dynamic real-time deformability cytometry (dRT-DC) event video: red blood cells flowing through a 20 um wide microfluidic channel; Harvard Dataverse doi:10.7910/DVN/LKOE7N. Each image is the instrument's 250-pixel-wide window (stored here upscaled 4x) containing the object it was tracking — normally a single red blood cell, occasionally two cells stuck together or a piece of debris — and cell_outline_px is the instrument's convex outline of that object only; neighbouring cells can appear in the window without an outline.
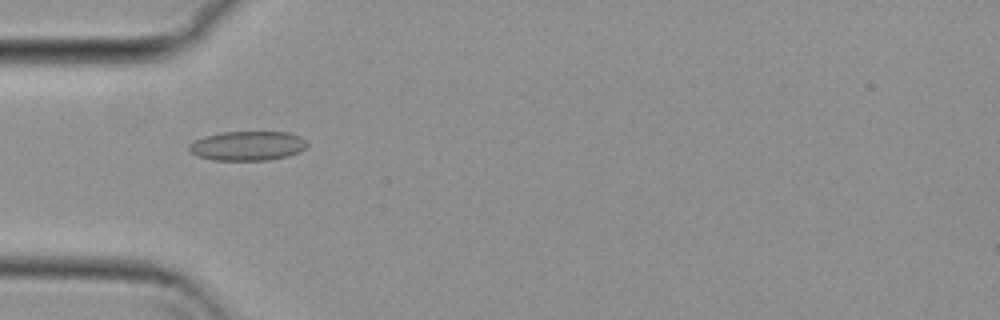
{"species": "common noctule bat (a hibernating species)", "species_latin": "Nyctalus noctula", "temperature_condition": "cold", "stored_images_in_passage": 18, "camera_frame_rate_fps": 3000, "um_per_image_px": 0.085, "animal": {"sex": "female", "body_mass_g": 29.2, "forearm_length_mm": 56.3}, "frame": {"image": 1, "passage_image": 5, "time_ms": 1.333, "image_size_px": [1000, 320], "cell_outline_px": [[308, 144], [300, 152], [288, 156], [268, 160], [212, 160], [196, 156], [188, 152], [188, 144], [204, 136], [220, 132], [288, 132], [300, 136], [308, 140]], "centroid_in_image_um": [21.03, 12.4], "position_along_channel_um": 64.0, "area_um2": 20.52}}
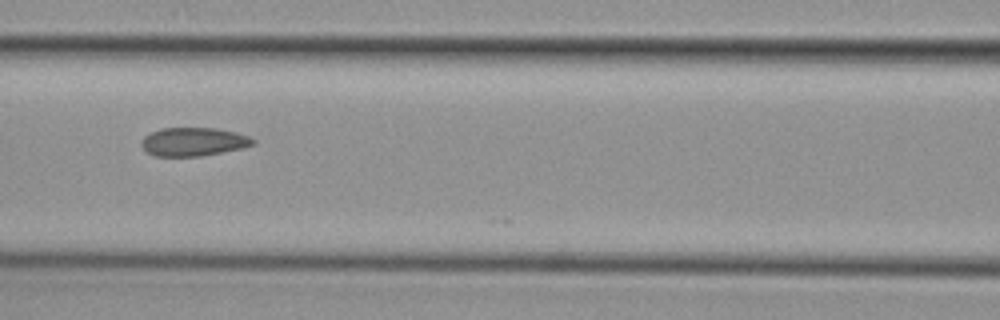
{"frame": {"image": 2, "passage_image": 12, "time_ms": 3.667, "image_size_px": [1000, 320], "cell_outline_px": [[256, 144], [244, 148], [200, 156], [152, 156], [140, 144], [140, 140], [144, 136], [160, 128], [216, 128], [236, 132], [248, 136], [256, 140]], "centroid_in_image_um": [16.46, 12.05], "position_along_channel_um": 150.1, "area_um2": 18.67}}
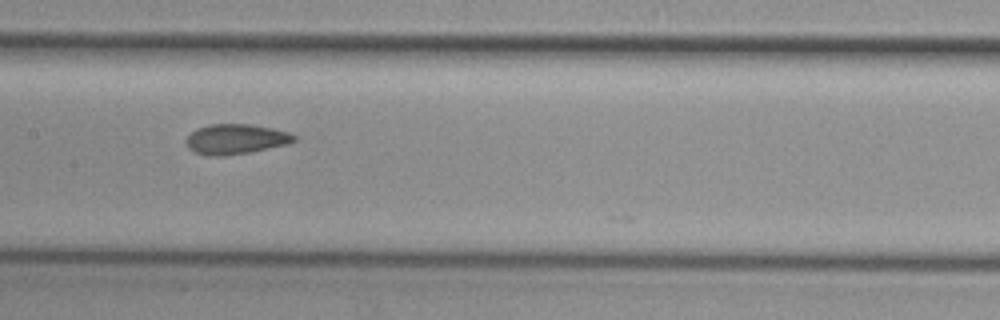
{"frame": {"image": 3, "passage_image": 15, "time_ms": 4.667, "image_size_px": [1000, 320], "cell_outline_px": [[296, 140], [288, 144], [248, 152], [224, 156], [208, 156], [196, 152], [188, 148], [184, 140], [196, 128], [212, 124], [248, 124], [272, 128], [288, 132], [296, 136]], "centroid_in_image_um": [20.01, 11.82], "position_along_channel_um": 187.4, "area_um2": 18.84}}